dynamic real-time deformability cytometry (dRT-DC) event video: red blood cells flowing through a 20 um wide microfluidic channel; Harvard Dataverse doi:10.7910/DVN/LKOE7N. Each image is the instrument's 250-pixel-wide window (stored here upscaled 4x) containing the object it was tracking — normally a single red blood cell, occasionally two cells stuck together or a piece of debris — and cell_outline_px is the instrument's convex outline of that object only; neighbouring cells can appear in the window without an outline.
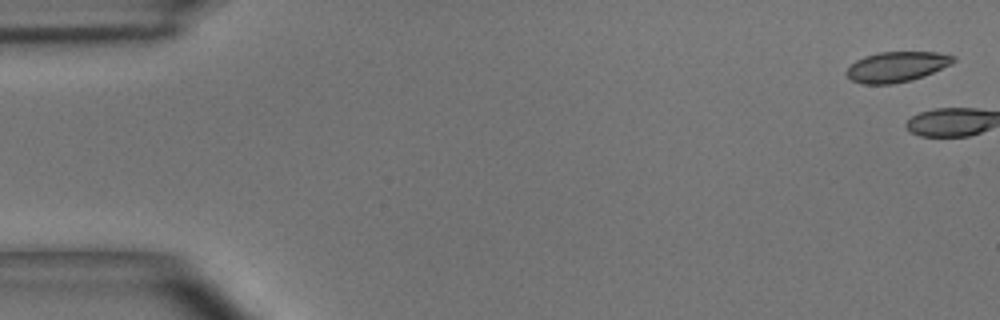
{"species": "common noctule bat (a hibernating species)", "species_latin": "Nyctalus noctula", "temperature_condition": "room temperature", "stored_images_in_passage": 6, "camera_frame_rate_fps": 3000, "um_per_image_px": 0.085, "animal": {"sex": "male", "body_mass_g": 15.6}, "frame": {"image": 1, "passage_image": 1, "time_ms": 0.0, "image_size_px": [1000, 320], "cell_outline_px": [[956, 60], [952, 64], [924, 76], [912, 80], [892, 84], [864, 84], [852, 80], [844, 72], [856, 60], [864, 56], [880, 52], [936, 52], [956, 56]], "centroid_in_image_um": [76.24, 5.67], "position_along_channel_um": 8.8, "area_um2": 18.9}}